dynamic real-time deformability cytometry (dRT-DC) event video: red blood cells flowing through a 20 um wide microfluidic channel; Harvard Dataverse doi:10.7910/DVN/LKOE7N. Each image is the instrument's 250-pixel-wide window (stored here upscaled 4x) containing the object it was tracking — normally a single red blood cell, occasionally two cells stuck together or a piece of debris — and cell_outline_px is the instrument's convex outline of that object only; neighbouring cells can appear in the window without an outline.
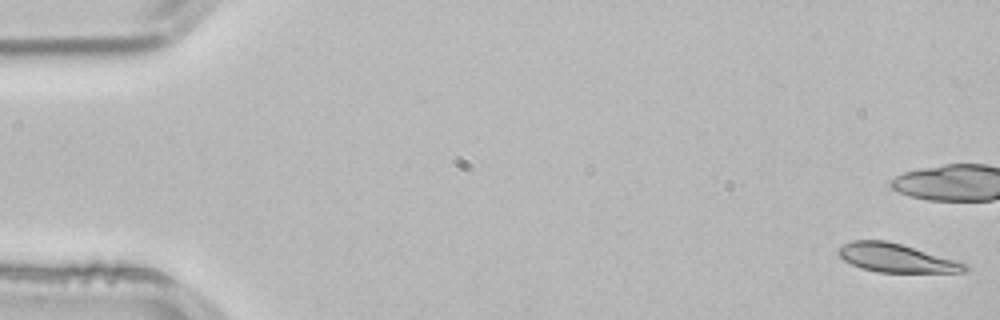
{"species": "common noctule bat (a hibernating species)", "species_latin": "Nyctalus noctula", "temperature_condition": "room temperature", "stored_images_in_passage": 54, "camera_frame_rate_fps": 3000, "um_per_image_px": 0.085, "animal": {"sex": "male", "body_mass_g": 21.5, "forearm_length_mm": 52.0}, "frame": {"image": 1, "passage_image": 1, "time_ms": 0.0, "image_size_px": [1000, 320], "cell_outline_px": [[968, 268], [964, 272], [876, 272], [860, 268], [844, 260], [836, 252], [836, 248], [852, 240], [884, 240], [900, 244], [968, 264]], "centroid_in_image_um": [76.11, 21.93], "position_along_channel_um": 8.9, "area_um2": 20.81}, "authors_computed_cell_mechanics": {"area_um2": 21.7328, "velocity_mm_per_s": 3.8229, "shape_relaxation_time_tau1_ms": 3.8291, "shape_relaxation_time_tau2_ms": 3.9357, "deformation_change_tau1": 0.139, "deformation_change_tau2": 0.1054}}